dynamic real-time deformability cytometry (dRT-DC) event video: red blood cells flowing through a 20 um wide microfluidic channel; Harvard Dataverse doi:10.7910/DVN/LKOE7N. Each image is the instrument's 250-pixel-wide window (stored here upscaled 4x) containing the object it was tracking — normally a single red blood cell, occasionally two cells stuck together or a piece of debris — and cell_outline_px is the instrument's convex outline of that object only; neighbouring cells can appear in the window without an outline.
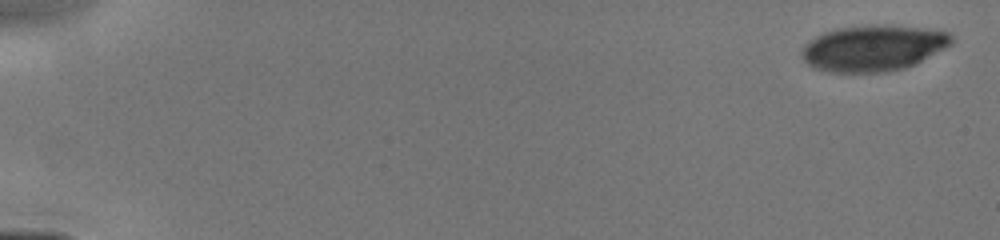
{"species": "human", "species_latin": "Homo sapiens", "temperature_condition": "cold", "stored_images_in_passage": 16, "camera_frame_rate_fps": 3000, "um_per_image_px": 0.085, "donor": {"sex": "male"}, "frame": {"image": 1, "passage_image": 1, "time_ms": 0.0, "image_size_px": [1000, 240], "cell_outline_px": [[952, 44], [904, 68], [888, 72], [828, 72], [812, 68], [804, 60], [804, 44], [816, 36], [824, 32], [836, 28], [876, 24], [888, 24], [920, 28], [948, 32], [952, 36]], "centroid_in_image_um": [74.2, 4.08], "position_along_channel_um": 10.8, "area_um2": 39.82}}
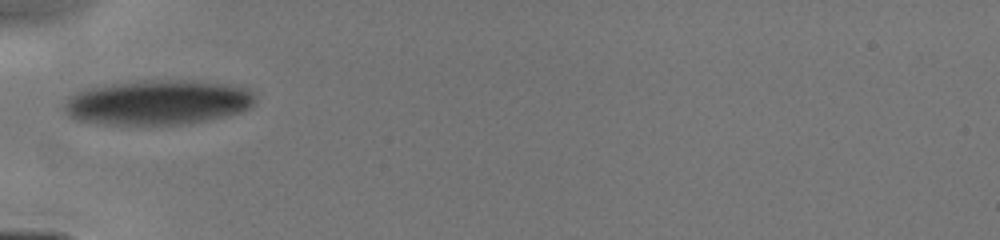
{"frame": {"image": 2, "passage_image": 10, "time_ms": 5.333, "image_size_px": [1000, 240], "cell_outline_px": [[256, 100], [252, 108], [228, 116], [208, 120], [184, 124], [104, 124], [72, 120], [64, 112], [64, 104], [68, 96], [84, 88], [140, 80], [184, 80], [228, 84], [244, 88], [252, 92], [256, 96]], "centroid_in_image_um": [13.39, 8.71], "position_along_channel_um": 71.6, "area_um2": 50.34}}
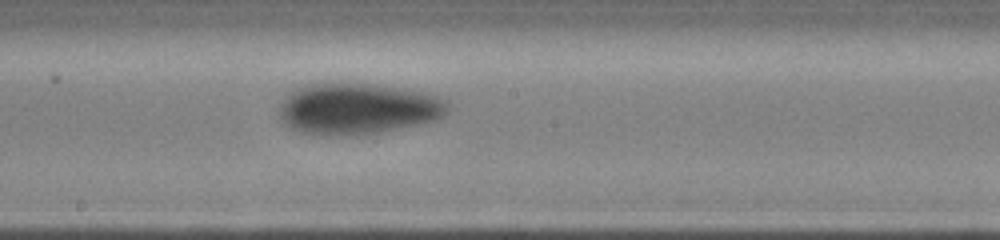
{"frame": {"image": 3, "passage_image": 16, "time_ms": 8.667, "image_size_px": [1000, 240], "cell_outline_px": [[448, 108], [444, 116], [436, 120], [420, 124], [380, 132], [336, 136], [300, 132], [284, 124], [280, 116], [280, 104], [288, 92], [296, 88], [308, 84], [340, 80], [376, 84], [428, 92], [440, 96], [448, 100]], "centroid_in_image_um": [30.42, 9.19], "position_along_channel_um": 217.8, "area_um2": 51.38}}